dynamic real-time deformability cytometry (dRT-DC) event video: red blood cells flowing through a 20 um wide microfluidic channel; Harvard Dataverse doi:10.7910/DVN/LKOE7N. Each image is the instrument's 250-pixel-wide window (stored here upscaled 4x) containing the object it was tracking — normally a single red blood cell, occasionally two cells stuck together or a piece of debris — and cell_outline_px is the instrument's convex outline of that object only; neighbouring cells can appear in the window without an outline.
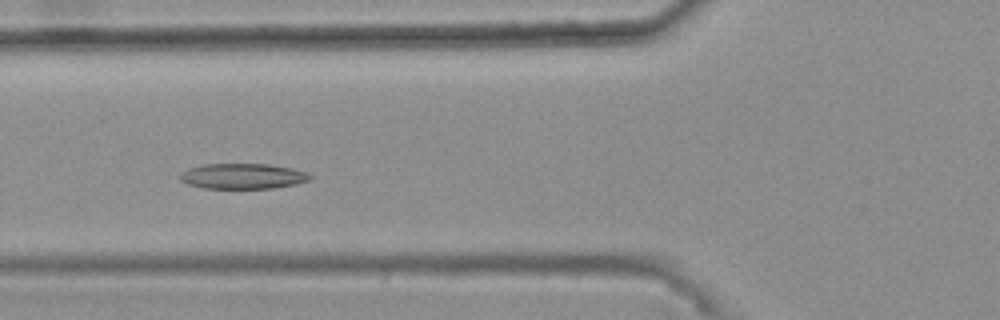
{"species": "common noctule bat (a hibernating species)", "species_latin": "Nyctalus noctula", "temperature_condition": "warm", "stored_images_in_passage": 44, "camera_frame_rate_fps": 3000, "um_per_image_px": 0.085, "animal": {"sex": "female", "body_mass_g": 25.1}, "frame": {"image": 1, "passage_image": 18, "time_ms": 5.667, "image_size_px": [1000, 320], "cell_outline_px": [[312, 176], [308, 180], [296, 184], [272, 188], [204, 188], [188, 184], [180, 180], [180, 172], [188, 168], [204, 164], [268, 164], [292, 168], [308, 172]], "centroid_in_image_um": [20.62, 14.97], "position_along_channel_um": 105.2, "area_um2": 19.25}}
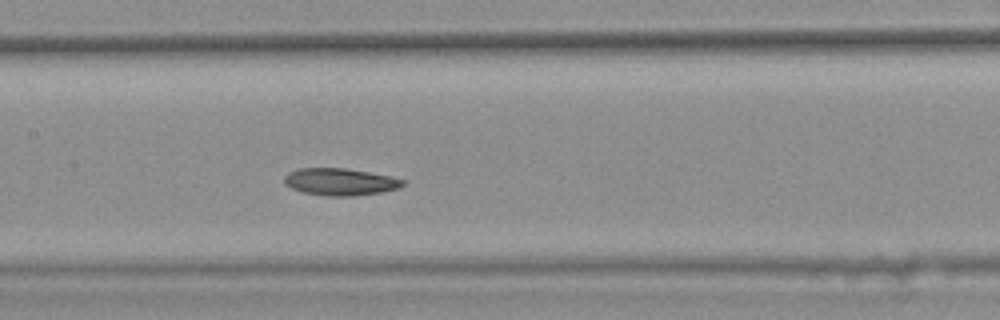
{"frame": {"image": 2, "passage_image": 24, "time_ms": 7.667, "image_size_px": [1000, 320], "cell_outline_px": [[404, 184], [400, 188], [380, 192], [352, 196], [324, 196], [304, 192], [292, 188], [284, 184], [284, 176], [288, 172], [296, 168], [348, 168], [392, 176], [404, 180]], "centroid_in_image_um": [28.9, 15.44], "position_along_channel_um": 178.5, "area_um2": 18.9}}
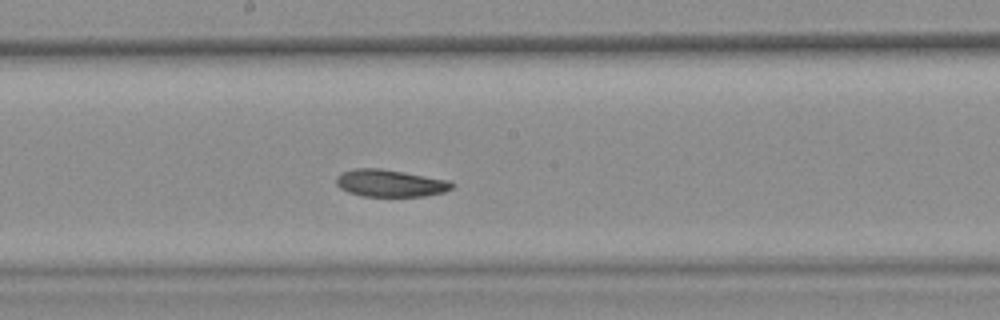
{"frame": {"image": 3, "passage_image": 27, "time_ms": 8.667, "image_size_px": [1000, 320], "cell_outline_px": [[456, 184], [452, 188], [444, 192], [424, 196], [360, 196], [348, 192], [340, 188], [336, 184], [336, 176], [340, 172], [352, 168], [380, 168], [452, 180]], "centroid_in_image_um": [33.17, 15.56], "position_along_channel_um": 215.0, "area_um2": 18.67}, "authors_computed_cell_mechanics": {"area_um2": 19.074, "velocity_mm_per_s": 3.6704, "shape_relaxation_time_tau1_ms": null, "shape_relaxation_time_tau2_ms": 6.3976, "deformation_change_tau1": null, "deformation_change_tau2": 0.1247}}